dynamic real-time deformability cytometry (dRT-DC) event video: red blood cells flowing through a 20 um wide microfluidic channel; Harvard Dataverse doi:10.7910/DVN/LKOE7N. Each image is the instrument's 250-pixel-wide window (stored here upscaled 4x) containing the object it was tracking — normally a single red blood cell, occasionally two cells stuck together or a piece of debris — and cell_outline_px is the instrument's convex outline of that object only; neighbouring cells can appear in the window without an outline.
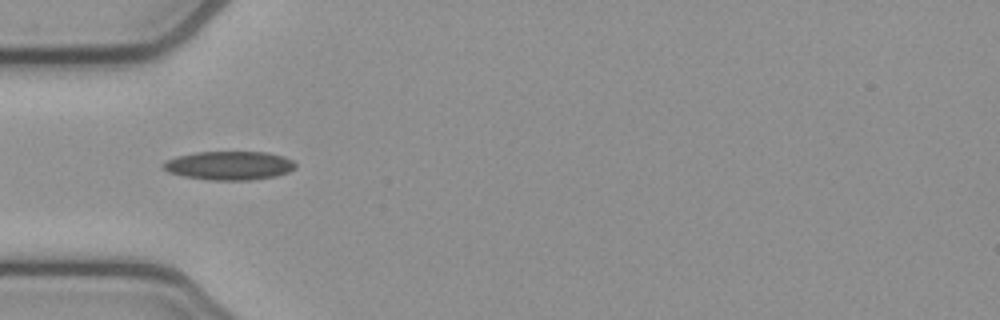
{"species": "common noctule bat (a hibernating species)", "species_latin": "Nyctalus noctula", "temperature_condition": "cold", "stored_images_in_passage": 12, "camera_frame_rate_fps": 3000, "um_per_image_px": 0.085, "animal": {"sex": "female", "body_mass_g": 21.9}, "frame": {"image": 1, "passage_image": 3, "time_ms": 0.667, "image_size_px": [1000, 320], "cell_outline_px": [[296, 168], [288, 172], [276, 176], [248, 180], [208, 180], [184, 176], [168, 172], [164, 168], [164, 164], [168, 160], [176, 156], [196, 152], [268, 152], [284, 156], [292, 160], [296, 164]], "centroid_in_image_um": [19.53, 14.07], "position_along_channel_um": 65.5, "area_um2": 22.08}}
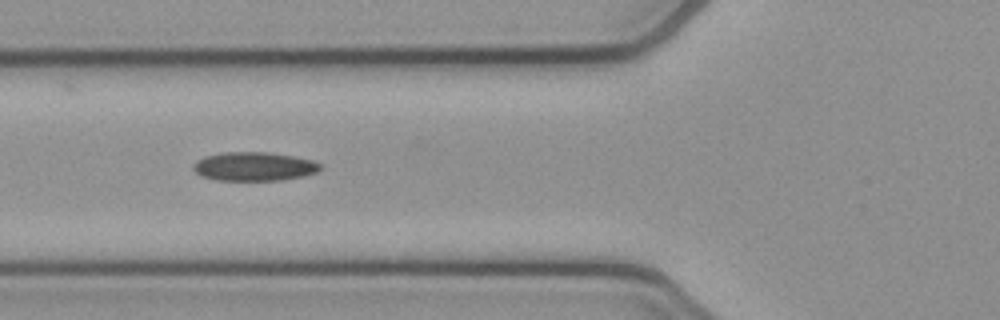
{"frame": {"image": 2, "passage_image": 6, "time_ms": 1.667, "image_size_px": [1000, 320], "cell_outline_px": [[324, 168], [316, 172], [304, 176], [280, 180], [216, 180], [200, 176], [192, 168], [192, 164], [196, 160], [204, 156], [224, 152], [268, 152], [292, 156], [312, 160], [320, 164]], "centroid_in_image_um": [21.57, 14.15], "position_along_channel_um": 104.2, "area_um2": 21.44}}